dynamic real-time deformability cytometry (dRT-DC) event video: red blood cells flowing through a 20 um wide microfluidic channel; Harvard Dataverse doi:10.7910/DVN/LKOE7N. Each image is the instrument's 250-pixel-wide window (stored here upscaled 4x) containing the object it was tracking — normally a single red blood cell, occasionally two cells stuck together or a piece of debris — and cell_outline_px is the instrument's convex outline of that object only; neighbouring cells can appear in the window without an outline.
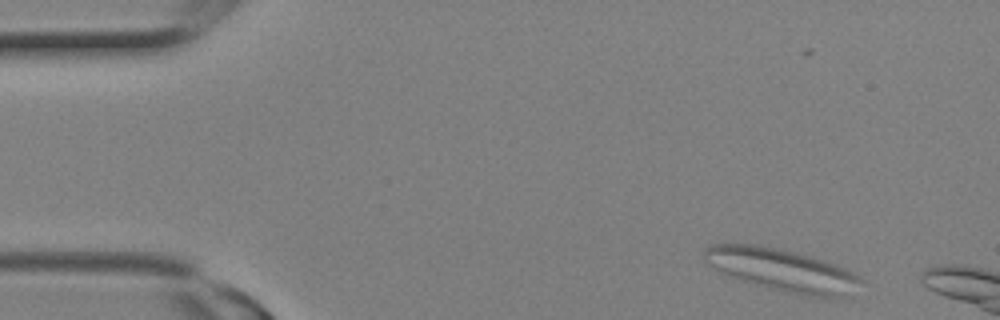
{"species": "Egyptian fruit bat (a non-hibernating species)", "species_latin": "Rousettus aegyptiacus", "temperature_condition": "room temperature", "stored_images_in_passage": 4, "camera_frame_rate_fps": 3000, "um_per_image_px": 0.085, "animal": {"sex": "female"}, "frame": {"image": 1, "passage_image": 1, "time_ms": 0.0, "image_size_px": [1000, 320], "cell_outline_px": [[864, 280], [848, 296], [804, 296], [772, 288], [724, 272], [708, 264], [704, 260], [704, 248], [712, 244], [756, 244], [776, 248], [812, 256], [836, 264], [856, 272]], "centroid_in_image_um": [66.57, 22.92], "position_along_channel_um": 18.4, "area_um2": 37.92}}